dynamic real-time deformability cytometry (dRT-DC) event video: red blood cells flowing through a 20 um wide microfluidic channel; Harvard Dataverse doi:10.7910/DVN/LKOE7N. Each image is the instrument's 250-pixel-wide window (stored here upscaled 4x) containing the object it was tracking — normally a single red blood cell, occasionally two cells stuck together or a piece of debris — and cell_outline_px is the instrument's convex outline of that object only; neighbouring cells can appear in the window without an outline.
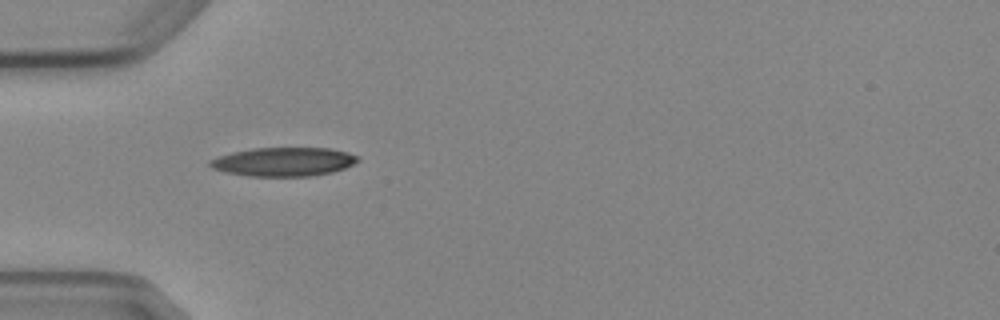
{"species": "Egyptian fruit bat (a non-hibernating species)", "species_latin": "Rousettus aegyptiacus", "temperature_condition": "cold", "stored_images_in_passage": 2, "camera_frame_rate_fps": 3000, "um_per_image_px": 0.085, "animal": {"sex": "female"}, "frame": {"image": 1, "passage_image": 1, "time_ms": 0.0, "image_size_px": [1000, 320], "cell_outline_px": [[360, 160], [344, 168], [332, 172], [308, 176], [248, 176], [224, 172], [212, 168], [208, 164], [208, 160], [232, 152], [252, 148], [328, 148], [348, 152], [360, 156]], "centroid_in_image_um": [24.1, 13.75], "position_along_channel_um": 60.9, "area_um2": 24.85}}
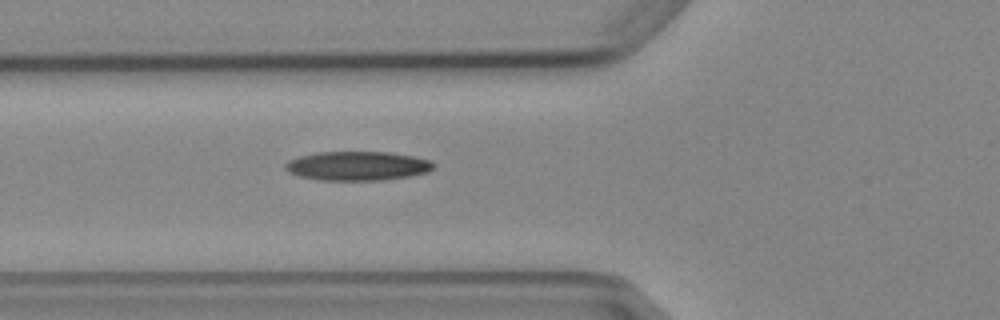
{"frame": {"image": 2, "passage_image": 2, "time_ms": 1.0, "image_size_px": [1000, 320], "cell_outline_px": [[436, 164], [428, 172], [408, 176], [384, 180], [320, 180], [300, 176], [288, 172], [284, 168], [284, 164], [288, 160], [300, 156], [316, 152], [388, 152], [412, 156], [432, 160]], "centroid_in_image_um": [30.38, 14.1], "position_along_channel_um": 95.4, "area_um2": 25.2}}